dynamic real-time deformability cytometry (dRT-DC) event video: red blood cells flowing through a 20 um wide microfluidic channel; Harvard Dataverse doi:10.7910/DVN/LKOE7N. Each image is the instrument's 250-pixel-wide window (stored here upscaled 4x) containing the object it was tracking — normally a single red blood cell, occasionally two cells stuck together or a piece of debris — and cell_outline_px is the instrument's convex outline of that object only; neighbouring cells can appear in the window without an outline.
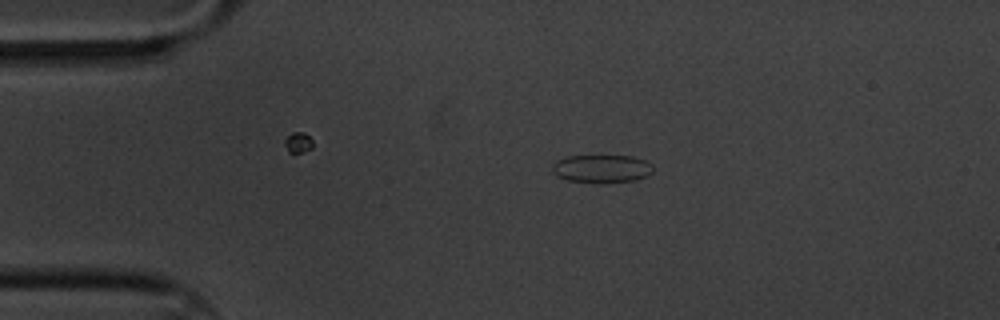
{"species": "common noctule bat (a hibernating species)", "species_latin": "Nyctalus noctula", "temperature_condition": "cold", "stored_images_in_passage": 6, "camera_frame_rate_fps": 3000, "um_per_image_px": 0.085, "animal": {"sex": "male", "body_mass_g": 20.1, "forearm_length_mm": 53.5}, "frame": {"image": 1, "passage_image": 3, "time_ms": 0.667, "image_size_px": [1000, 320], "cell_outline_px": [[652, 172], [636, 180], [596, 184], [568, 180], [556, 176], [552, 172], [552, 164], [556, 160], [568, 156], [632, 156], [644, 160], [652, 164]], "centroid_in_image_um": [51.1, 14.35], "position_along_channel_um": 33.9, "area_um2": 16.65}}
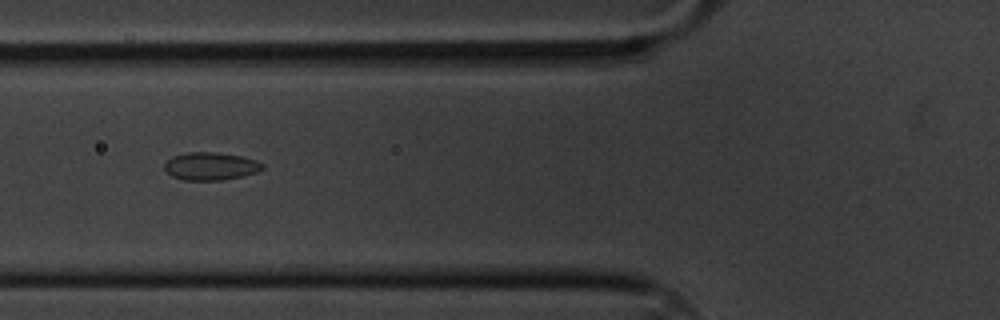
{"frame": {"image": 2, "passage_image": 6, "time_ms": 1.667, "image_size_px": [1000, 320], "cell_outline_px": [[264, 168], [256, 172], [240, 176], [220, 180], [184, 180], [172, 176], [164, 168], [164, 164], [172, 156], [188, 152], [216, 152], [240, 156], [256, 160], [264, 164]], "centroid_in_image_um": [17.89, 14.12], "position_along_channel_um": 107.9, "area_um2": 15.72}}